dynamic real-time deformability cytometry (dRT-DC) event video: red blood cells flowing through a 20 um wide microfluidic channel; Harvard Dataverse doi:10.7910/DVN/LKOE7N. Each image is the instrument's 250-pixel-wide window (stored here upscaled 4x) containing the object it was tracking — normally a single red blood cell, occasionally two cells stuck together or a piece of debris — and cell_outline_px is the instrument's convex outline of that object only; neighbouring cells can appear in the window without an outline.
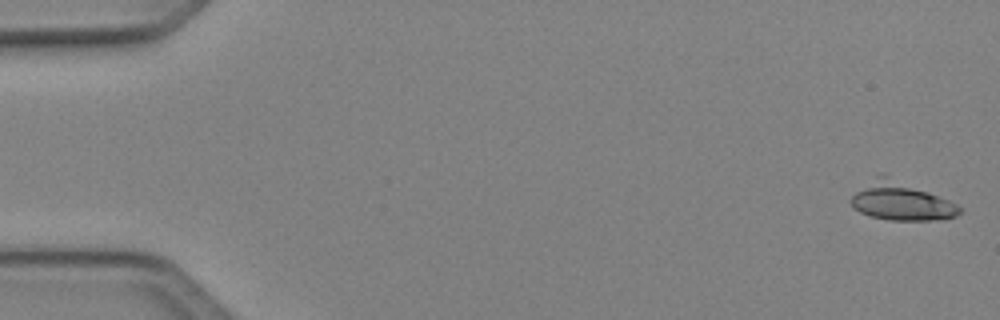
{"species": "Egyptian fruit bat (a non-hibernating species)", "species_latin": "Rousettus aegyptiacus", "temperature_condition": "cold", "stored_images_in_passage": 50, "camera_frame_rate_fps": 3000, "um_per_image_px": 0.085, "animal": {"sex": "female"}, "frame": {"image": 1, "passage_image": 1, "time_ms": 0.0, "image_size_px": [1000, 320], "cell_outline_px": [[960, 212], [956, 216], [940, 220], [888, 220], [868, 216], [852, 208], [848, 200], [856, 192], [880, 172], [888, 172], [948, 200], [956, 204], [960, 208]], "centroid_in_image_um": [76.55, 17.06], "position_along_channel_um": 8.5, "area_um2": 24.85}}
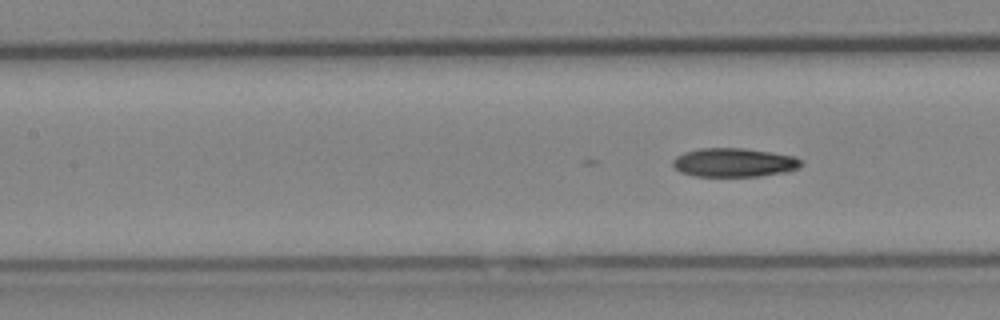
{"frame": {"image": 2, "passage_image": 22, "time_ms": 7.0, "image_size_px": [1000, 320], "cell_outline_px": [[800, 168], [788, 172], [760, 176], [696, 176], [680, 172], [672, 164], [672, 160], [676, 156], [684, 152], [700, 148], [744, 148], [796, 156], [800, 160]], "centroid_in_image_um": [62.4, 13.81], "position_along_channel_um": 145.0, "area_um2": 21.62}}
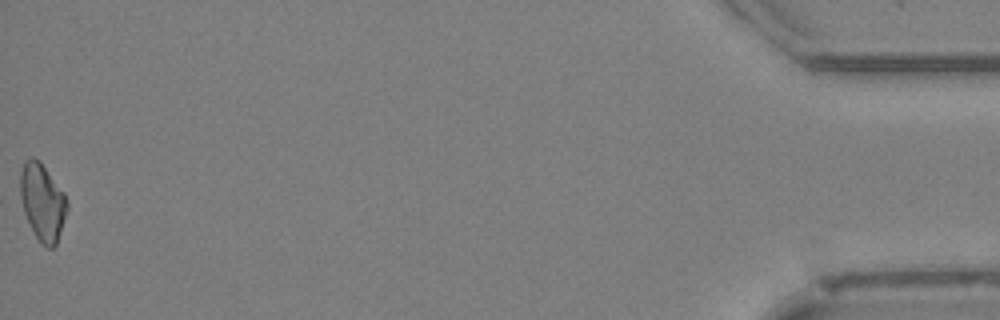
{"frame": {"image": 3, "passage_image": 50, "time_ms": 16.333, "image_size_px": [1000, 320], "cell_outline_px": [[68, 208], [56, 244], [52, 248], [48, 248], [36, 236], [24, 212], [20, 196], [20, 172], [24, 160], [32, 156], [40, 160], [64, 192], [68, 204]], "centroid_in_image_um": [3.61, 17.11], "position_along_channel_um": 431.6, "area_um2": 20.87}}